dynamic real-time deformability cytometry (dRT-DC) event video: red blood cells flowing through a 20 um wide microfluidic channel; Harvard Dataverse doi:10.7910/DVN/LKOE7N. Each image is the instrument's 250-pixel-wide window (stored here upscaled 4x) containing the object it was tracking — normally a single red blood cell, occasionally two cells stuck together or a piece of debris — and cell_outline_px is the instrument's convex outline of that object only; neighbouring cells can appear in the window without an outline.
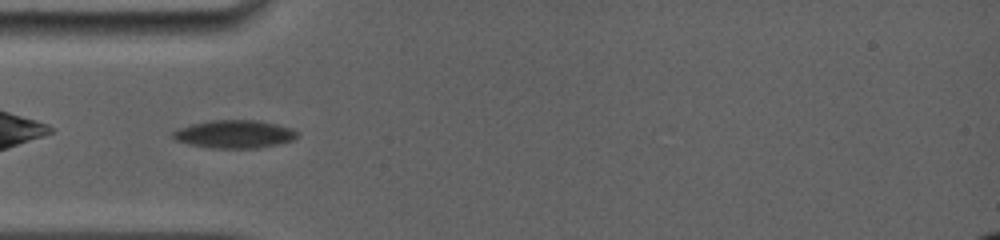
{"species": "common noctule bat (a hibernating species)", "species_latin": "Nyctalus noctula", "temperature_condition": "room temperature", "stored_images_in_passage": 10, "camera_frame_rate_fps": 5000, "um_per_image_px": 0.085, "animal": {"sex": "female", "body_mass_g": 19.0, "forearm_length_mm": 56.7}, "frame": {"image": 1, "passage_image": 1, "time_ms": 0.0, "image_size_px": [1000, 240], "cell_outline_px": [[296, 136], [292, 140], [280, 144], [256, 148], [208, 148], [188, 144], [176, 140], [172, 136], [172, 132], [180, 128], [192, 124], [208, 120], [260, 120], [292, 128], [296, 132]], "centroid_in_image_um": [19.91, 11.4], "position_along_channel_um": 65.1, "area_um2": 20.29}}
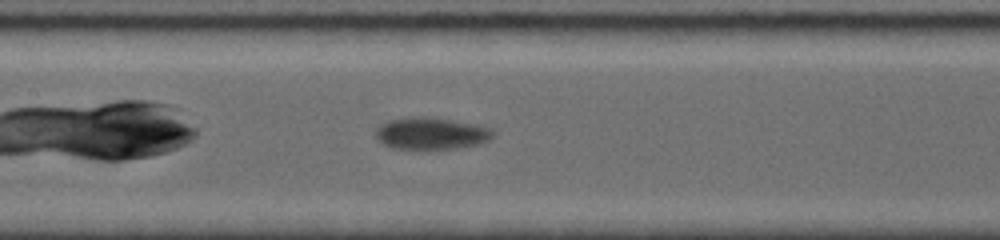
{"frame": {"image": 2, "passage_image": 6, "time_ms": 2.8, "image_size_px": [1000, 240], "cell_outline_px": [[492, 136], [488, 140], [476, 144], [456, 148], [428, 152], [388, 148], [380, 144], [376, 140], [376, 128], [380, 124], [388, 120], [412, 116], [424, 116], [452, 120], [476, 124], [492, 128]], "centroid_in_image_um": [36.54, 11.38], "position_along_channel_um": 170.9, "area_um2": 22.83}}
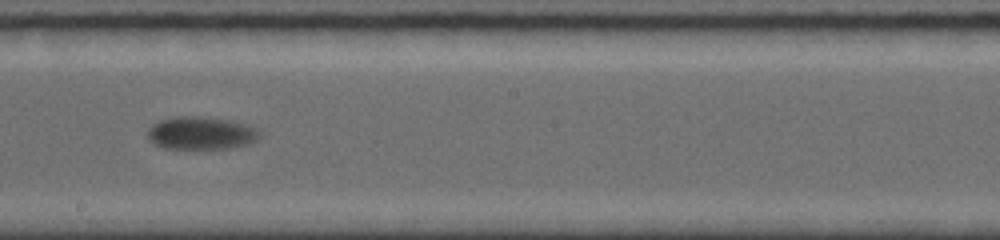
{"frame": {"image": 3, "passage_image": 9, "time_ms": 4.4, "image_size_px": [1000, 240], "cell_outline_px": [[260, 136], [256, 140], [248, 144], [228, 148], [164, 148], [156, 144], [148, 136], [148, 128], [152, 124], [160, 120], [176, 116], [200, 116], [228, 120], [244, 124], [256, 128], [260, 132]], "centroid_in_image_um": [17.09, 11.3], "position_along_channel_um": 231.1, "area_um2": 21.15}}